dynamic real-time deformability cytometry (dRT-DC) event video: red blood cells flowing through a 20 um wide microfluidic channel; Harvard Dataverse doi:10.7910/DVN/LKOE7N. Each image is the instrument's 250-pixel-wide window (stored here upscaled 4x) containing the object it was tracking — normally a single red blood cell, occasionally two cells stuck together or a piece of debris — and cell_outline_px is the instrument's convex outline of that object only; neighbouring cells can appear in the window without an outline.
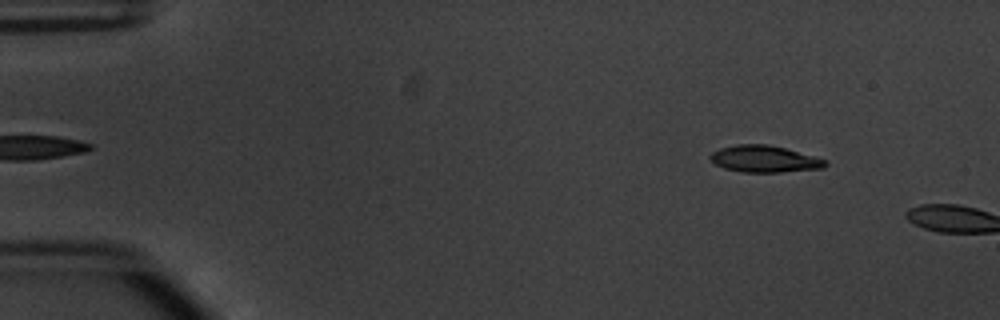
{"species": "common noctule bat (a hibernating species)", "species_latin": "Nyctalus noctula", "temperature_condition": "warm", "stored_images_in_passage": 6, "camera_frame_rate_fps": 3000, "um_per_image_px": 0.085, "animal": {"sex": "male", "body_mass_g": 20.1, "forearm_length_mm": 53.5}, "frame": {"image": 1, "passage_image": 4, "time_ms": 1.0, "image_size_px": [1000, 320], "cell_outline_px": [[828, 164], [824, 168], [780, 172], [740, 172], [724, 168], [716, 164], [708, 156], [712, 152], [720, 148], [736, 144], [768, 144], [784, 148], [828, 160]], "centroid_in_image_um": [64.98, 13.51], "position_along_channel_um": 20.0, "area_um2": 17.92}}